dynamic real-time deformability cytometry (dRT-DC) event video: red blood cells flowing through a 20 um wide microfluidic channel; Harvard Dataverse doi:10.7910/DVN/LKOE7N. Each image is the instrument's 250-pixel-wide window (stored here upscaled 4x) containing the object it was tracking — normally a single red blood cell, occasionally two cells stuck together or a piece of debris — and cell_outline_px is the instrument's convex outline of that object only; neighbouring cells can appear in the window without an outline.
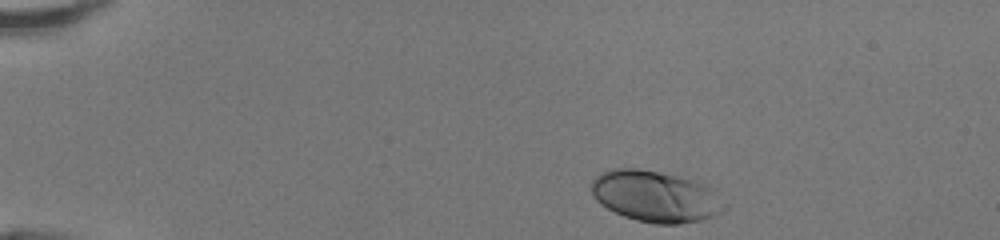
{"species": "human", "species_latin": "Homo sapiens", "temperature_condition": "room temperature", "stored_images_in_passage": 41, "camera_frame_rate_fps": 3000, "um_per_image_px": 0.085, "donor": {"sex": "female"}, "frame": {"image": 1, "passage_image": 1, "time_ms": 0.0, "image_size_px": [1000, 240], "cell_outline_px": [[728, 208], [716, 216], [700, 220], [676, 224], [656, 224], [636, 220], [624, 216], [600, 204], [596, 200], [592, 192], [592, 180], [600, 172], [612, 168], [636, 168], [704, 180], [728, 204]], "centroid_in_image_um": [55.81, 16.67], "position_along_channel_um": 29.2, "area_um2": 40.52}}
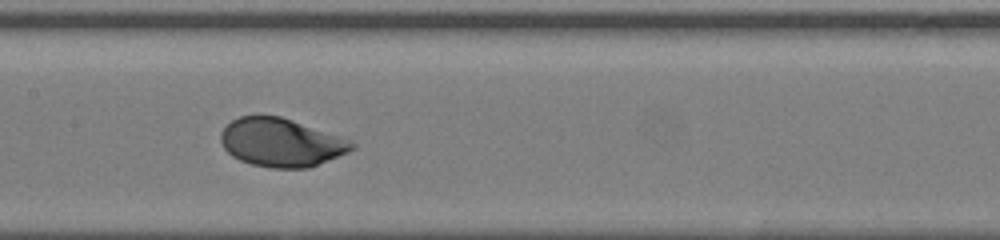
{"frame": {"image": 2, "passage_image": 18, "time_ms": 5.667, "image_size_px": [1000, 240], "cell_outline_px": [[356, 148], [348, 152], [308, 168], [272, 168], [252, 164], [240, 160], [232, 156], [224, 148], [220, 140], [220, 132], [232, 120], [240, 116], [280, 116], [344, 136], [352, 140], [356, 144]], "centroid_in_image_um": [23.94, 12.11], "position_along_channel_um": 183.5, "area_um2": 37.11}}
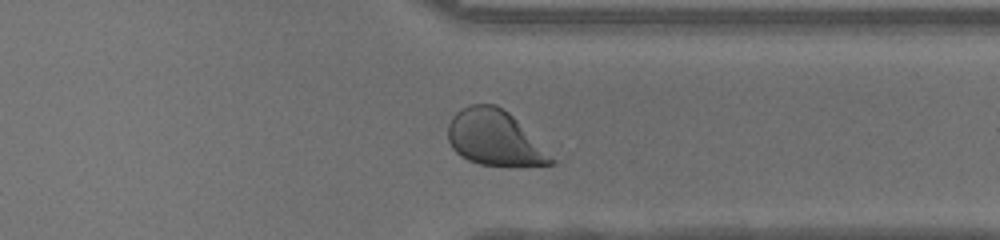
{"frame": {"image": 3, "passage_image": 31, "time_ms": 10.0, "image_size_px": [1000, 240], "cell_outline_px": [[556, 164], [480, 164], [468, 160], [460, 156], [452, 148], [448, 140], [448, 124], [452, 116], [456, 112], [468, 104], [496, 104], [508, 112], [556, 160]], "centroid_in_image_um": [41.97, 11.69], "position_along_channel_um": 369.4, "area_um2": 32.48}, "authors_computed_cell_mechanics": {"area_um2": 37.0498, "velocity_mm_per_s": 4.2758, "shape_relaxation_time_tau1_ms": 2.089, "shape_relaxation_time_tau2_ms": null, "deformation_change_tau1": 0.1541, "deformation_change_tau2": null}}